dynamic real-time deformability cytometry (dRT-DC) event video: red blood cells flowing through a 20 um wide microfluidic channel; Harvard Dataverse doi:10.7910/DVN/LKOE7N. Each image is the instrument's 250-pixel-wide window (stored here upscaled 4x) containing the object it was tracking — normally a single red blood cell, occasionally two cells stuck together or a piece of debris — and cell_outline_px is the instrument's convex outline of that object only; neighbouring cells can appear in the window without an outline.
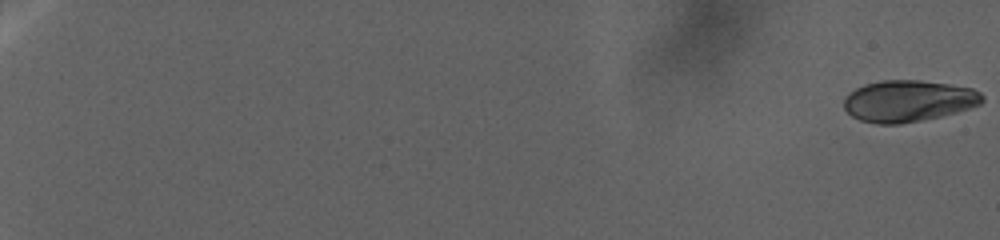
{"species": "human", "species_latin": "Homo sapiens", "temperature_condition": "warm", "stored_images_in_passage": 190, "camera_frame_rate_fps": 3000, "um_per_image_px": 0.085, "donor": {"sex": "female"}, "frame": {"image": 1, "passage_image": 1, "time_ms": 0.0, "image_size_px": [1000, 240], "cell_outline_px": [[984, 100], [980, 104], [956, 112], [940, 116], [900, 124], [876, 124], [860, 120], [852, 116], [844, 108], [844, 96], [856, 88], [864, 84], [884, 80], [920, 80], [948, 84], [972, 88], [980, 92], [984, 96]], "centroid_in_image_um": [77.19, 8.58], "position_along_channel_um": 7.8, "area_um2": 33.41}}
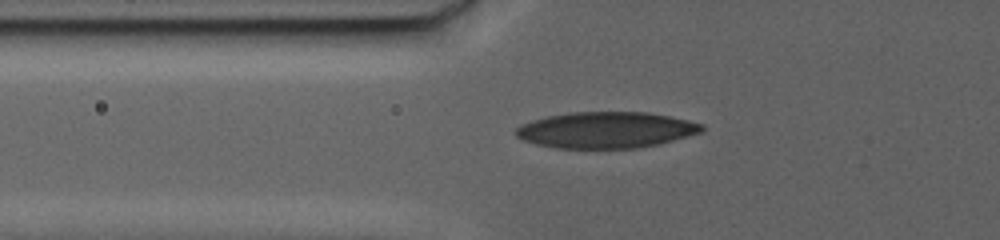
{"frame": {"image": 2, "passage_image": 132, "time_ms": 32.333, "image_size_px": [1000, 240], "cell_outline_px": [[704, 132], [640, 148], [556, 148], [536, 144], [524, 140], [516, 136], [512, 132], [520, 124], [532, 120], [548, 116], [568, 112], [648, 112], [688, 120], [704, 124]], "centroid_in_image_um": [51.49, 11.04], "position_along_channel_um": 74.3, "area_um2": 39.36}}
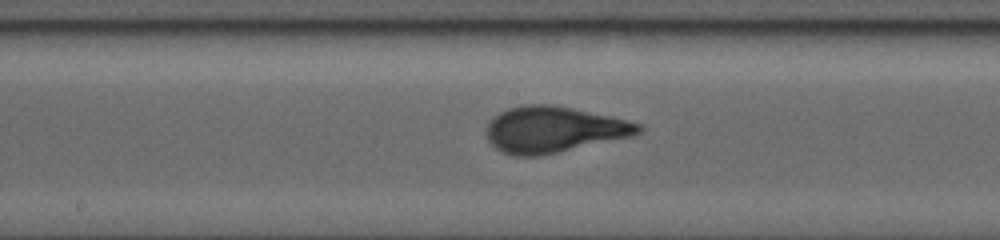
{"frame": {"image": 3, "passage_image": 189, "time_ms": 45.0, "image_size_px": [1000, 240], "cell_outline_px": [[644, 132], [636, 136], [560, 152], [540, 156], [512, 156], [496, 148], [488, 140], [488, 124], [492, 116], [508, 108], [528, 104], [548, 104], [572, 108], [612, 116], [644, 124]], "centroid_in_image_um": [47.15, 11.02], "position_along_channel_um": 201.0, "area_um2": 41.27}}